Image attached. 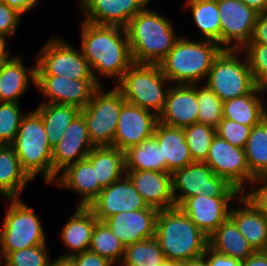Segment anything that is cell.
I'll use <instances>...</instances> for the list:
<instances>
[{
  "instance_id": "1",
  "label": "cell",
  "mask_w": 267,
  "mask_h": 266,
  "mask_svg": "<svg viewBox=\"0 0 267 266\" xmlns=\"http://www.w3.org/2000/svg\"><path fill=\"white\" fill-rule=\"evenodd\" d=\"M81 29V51L92 69L94 79L102 85L95 75L99 73L118 82L134 63L125 28L96 25L83 20Z\"/></svg>"
},
{
  "instance_id": "2",
  "label": "cell",
  "mask_w": 267,
  "mask_h": 266,
  "mask_svg": "<svg viewBox=\"0 0 267 266\" xmlns=\"http://www.w3.org/2000/svg\"><path fill=\"white\" fill-rule=\"evenodd\" d=\"M125 30L132 59L138 64H159L179 39L172 22L147 7L129 21Z\"/></svg>"
},
{
  "instance_id": "3",
  "label": "cell",
  "mask_w": 267,
  "mask_h": 266,
  "mask_svg": "<svg viewBox=\"0 0 267 266\" xmlns=\"http://www.w3.org/2000/svg\"><path fill=\"white\" fill-rule=\"evenodd\" d=\"M155 238L166 260L177 262L202 257L209 246L208 237L179 207L159 210Z\"/></svg>"
},
{
  "instance_id": "4",
  "label": "cell",
  "mask_w": 267,
  "mask_h": 266,
  "mask_svg": "<svg viewBox=\"0 0 267 266\" xmlns=\"http://www.w3.org/2000/svg\"><path fill=\"white\" fill-rule=\"evenodd\" d=\"M222 49L224 46L215 41L203 39L197 42L180 37L159 66L173 84H199L207 78Z\"/></svg>"
},
{
  "instance_id": "5",
  "label": "cell",
  "mask_w": 267,
  "mask_h": 266,
  "mask_svg": "<svg viewBox=\"0 0 267 266\" xmlns=\"http://www.w3.org/2000/svg\"><path fill=\"white\" fill-rule=\"evenodd\" d=\"M12 146L22 169L32 180L41 173L44 181L52 184V148L36 110L25 114Z\"/></svg>"
},
{
  "instance_id": "6",
  "label": "cell",
  "mask_w": 267,
  "mask_h": 266,
  "mask_svg": "<svg viewBox=\"0 0 267 266\" xmlns=\"http://www.w3.org/2000/svg\"><path fill=\"white\" fill-rule=\"evenodd\" d=\"M169 82L159 64L133 63L115 86L123 99L132 105L149 110L159 116L165 108Z\"/></svg>"
},
{
  "instance_id": "7",
  "label": "cell",
  "mask_w": 267,
  "mask_h": 266,
  "mask_svg": "<svg viewBox=\"0 0 267 266\" xmlns=\"http://www.w3.org/2000/svg\"><path fill=\"white\" fill-rule=\"evenodd\" d=\"M242 49H222L208 72L206 86L224 102L251 93L256 87L248 59H238Z\"/></svg>"
},
{
  "instance_id": "8",
  "label": "cell",
  "mask_w": 267,
  "mask_h": 266,
  "mask_svg": "<svg viewBox=\"0 0 267 266\" xmlns=\"http://www.w3.org/2000/svg\"><path fill=\"white\" fill-rule=\"evenodd\" d=\"M172 194L176 207L191 196L238 197L240 193L204 162H193L171 173ZM178 191V194L177 193ZM238 195V196H237Z\"/></svg>"
},
{
  "instance_id": "9",
  "label": "cell",
  "mask_w": 267,
  "mask_h": 266,
  "mask_svg": "<svg viewBox=\"0 0 267 266\" xmlns=\"http://www.w3.org/2000/svg\"><path fill=\"white\" fill-rule=\"evenodd\" d=\"M104 91L100 85L93 93L91 101L81 109L94 147L113 146L118 117L126 102L116 87Z\"/></svg>"
},
{
  "instance_id": "10",
  "label": "cell",
  "mask_w": 267,
  "mask_h": 266,
  "mask_svg": "<svg viewBox=\"0 0 267 266\" xmlns=\"http://www.w3.org/2000/svg\"><path fill=\"white\" fill-rule=\"evenodd\" d=\"M10 207L0 230L2 253H11L46 244L39 218L19 198L7 199Z\"/></svg>"
},
{
  "instance_id": "11",
  "label": "cell",
  "mask_w": 267,
  "mask_h": 266,
  "mask_svg": "<svg viewBox=\"0 0 267 266\" xmlns=\"http://www.w3.org/2000/svg\"><path fill=\"white\" fill-rule=\"evenodd\" d=\"M36 75H52L71 80H95L92 69L81 49L73 48L65 40L51 38L39 51Z\"/></svg>"
},
{
  "instance_id": "12",
  "label": "cell",
  "mask_w": 267,
  "mask_h": 266,
  "mask_svg": "<svg viewBox=\"0 0 267 266\" xmlns=\"http://www.w3.org/2000/svg\"><path fill=\"white\" fill-rule=\"evenodd\" d=\"M204 163L240 193H245L247 182L251 183L254 179L250 174L244 149L231 145L218 135L214 136Z\"/></svg>"
},
{
  "instance_id": "13",
  "label": "cell",
  "mask_w": 267,
  "mask_h": 266,
  "mask_svg": "<svg viewBox=\"0 0 267 266\" xmlns=\"http://www.w3.org/2000/svg\"><path fill=\"white\" fill-rule=\"evenodd\" d=\"M221 44L224 49H243L251 40L258 13L241 0H217ZM232 41H234L233 45Z\"/></svg>"
},
{
  "instance_id": "14",
  "label": "cell",
  "mask_w": 267,
  "mask_h": 266,
  "mask_svg": "<svg viewBox=\"0 0 267 266\" xmlns=\"http://www.w3.org/2000/svg\"><path fill=\"white\" fill-rule=\"evenodd\" d=\"M94 146L88 134L86 119L80 112L52 148V182L68 165L85 159Z\"/></svg>"
},
{
  "instance_id": "15",
  "label": "cell",
  "mask_w": 267,
  "mask_h": 266,
  "mask_svg": "<svg viewBox=\"0 0 267 266\" xmlns=\"http://www.w3.org/2000/svg\"><path fill=\"white\" fill-rule=\"evenodd\" d=\"M35 86L49 101L42 103H57L73 105L83 109L100 86L96 80H71L62 76L36 75Z\"/></svg>"
},
{
  "instance_id": "16",
  "label": "cell",
  "mask_w": 267,
  "mask_h": 266,
  "mask_svg": "<svg viewBox=\"0 0 267 266\" xmlns=\"http://www.w3.org/2000/svg\"><path fill=\"white\" fill-rule=\"evenodd\" d=\"M158 122L155 113L125 102L118 117L113 147L125 151L151 138Z\"/></svg>"
},
{
  "instance_id": "17",
  "label": "cell",
  "mask_w": 267,
  "mask_h": 266,
  "mask_svg": "<svg viewBox=\"0 0 267 266\" xmlns=\"http://www.w3.org/2000/svg\"><path fill=\"white\" fill-rule=\"evenodd\" d=\"M98 221L125 211L153 208L134 188L131 180L124 175L121 179L102 189L98 198L89 206Z\"/></svg>"
},
{
  "instance_id": "18",
  "label": "cell",
  "mask_w": 267,
  "mask_h": 266,
  "mask_svg": "<svg viewBox=\"0 0 267 266\" xmlns=\"http://www.w3.org/2000/svg\"><path fill=\"white\" fill-rule=\"evenodd\" d=\"M151 0H80L84 21L96 25L125 28Z\"/></svg>"
},
{
  "instance_id": "19",
  "label": "cell",
  "mask_w": 267,
  "mask_h": 266,
  "mask_svg": "<svg viewBox=\"0 0 267 266\" xmlns=\"http://www.w3.org/2000/svg\"><path fill=\"white\" fill-rule=\"evenodd\" d=\"M158 212L156 208L125 211L106 218L104 222L124 246H127L155 236Z\"/></svg>"
},
{
  "instance_id": "20",
  "label": "cell",
  "mask_w": 267,
  "mask_h": 266,
  "mask_svg": "<svg viewBox=\"0 0 267 266\" xmlns=\"http://www.w3.org/2000/svg\"><path fill=\"white\" fill-rule=\"evenodd\" d=\"M234 199L238 198L191 196L178 207L209 237L229 217V205Z\"/></svg>"
},
{
  "instance_id": "21",
  "label": "cell",
  "mask_w": 267,
  "mask_h": 266,
  "mask_svg": "<svg viewBox=\"0 0 267 266\" xmlns=\"http://www.w3.org/2000/svg\"><path fill=\"white\" fill-rule=\"evenodd\" d=\"M198 111L196 84H173L169 87L165 108L158 116L159 122L184 128L197 123Z\"/></svg>"
},
{
  "instance_id": "22",
  "label": "cell",
  "mask_w": 267,
  "mask_h": 266,
  "mask_svg": "<svg viewBox=\"0 0 267 266\" xmlns=\"http://www.w3.org/2000/svg\"><path fill=\"white\" fill-rule=\"evenodd\" d=\"M125 172L148 206L158 210L176 207L172 194L170 172L150 170Z\"/></svg>"
},
{
  "instance_id": "23",
  "label": "cell",
  "mask_w": 267,
  "mask_h": 266,
  "mask_svg": "<svg viewBox=\"0 0 267 266\" xmlns=\"http://www.w3.org/2000/svg\"><path fill=\"white\" fill-rule=\"evenodd\" d=\"M54 185L65 187L80 194L78 207H89L99 196L102 187L96 181V168L85 158L68 165L60 172Z\"/></svg>"
},
{
  "instance_id": "24",
  "label": "cell",
  "mask_w": 267,
  "mask_h": 266,
  "mask_svg": "<svg viewBox=\"0 0 267 266\" xmlns=\"http://www.w3.org/2000/svg\"><path fill=\"white\" fill-rule=\"evenodd\" d=\"M238 199L243 207L238 209L230 208L229 217L255 251H266L267 216L249 201L243 193L239 195Z\"/></svg>"
},
{
  "instance_id": "25",
  "label": "cell",
  "mask_w": 267,
  "mask_h": 266,
  "mask_svg": "<svg viewBox=\"0 0 267 266\" xmlns=\"http://www.w3.org/2000/svg\"><path fill=\"white\" fill-rule=\"evenodd\" d=\"M153 137L162 149V160H166V172L172 173L194 162L183 128L170 127L158 122Z\"/></svg>"
},
{
  "instance_id": "26",
  "label": "cell",
  "mask_w": 267,
  "mask_h": 266,
  "mask_svg": "<svg viewBox=\"0 0 267 266\" xmlns=\"http://www.w3.org/2000/svg\"><path fill=\"white\" fill-rule=\"evenodd\" d=\"M30 83H36V66L26 68L20 55L3 62L0 69V102H19V97L28 90Z\"/></svg>"
},
{
  "instance_id": "27",
  "label": "cell",
  "mask_w": 267,
  "mask_h": 266,
  "mask_svg": "<svg viewBox=\"0 0 267 266\" xmlns=\"http://www.w3.org/2000/svg\"><path fill=\"white\" fill-rule=\"evenodd\" d=\"M98 219L89 207H77L76 212L63 226L61 239L70 252L63 254L72 257L76 254L89 250L92 232Z\"/></svg>"
},
{
  "instance_id": "28",
  "label": "cell",
  "mask_w": 267,
  "mask_h": 266,
  "mask_svg": "<svg viewBox=\"0 0 267 266\" xmlns=\"http://www.w3.org/2000/svg\"><path fill=\"white\" fill-rule=\"evenodd\" d=\"M260 87L251 93L223 102V118L233 120L246 126H255L267 117V108L262 101ZM259 93V95H257Z\"/></svg>"
},
{
  "instance_id": "29",
  "label": "cell",
  "mask_w": 267,
  "mask_h": 266,
  "mask_svg": "<svg viewBox=\"0 0 267 266\" xmlns=\"http://www.w3.org/2000/svg\"><path fill=\"white\" fill-rule=\"evenodd\" d=\"M208 241L209 247L216 252L240 261L245 260L255 252L230 217L218 226L208 237Z\"/></svg>"
},
{
  "instance_id": "30",
  "label": "cell",
  "mask_w": 267,
  "mask_h": 266,
  "mask_svg": "<svg viewBox=\"0 0 267 266\" xmlns=\"http://www.w3.org/2000/svg\"><path fill=\"white\" fill-rule=\"evenodd\" d=\"M30 180L13 146L0 145V194L5 199L20 198L18 195Z\"/></svg>"
},
{
  "instance_id": "31",
  "label": "cell",
  "mask_w": 267,
  "mask_h": 266,
  "mask_svg": "<svg viewBox=\"0 0 267 266\" xmlns=\"http://www.w3.org/2000/svg\"><path fill=\"white\" fill-rule=\"evenodd\" d=\"M86 159L96 168V181L102 188L125 175L124 151L113 146L93 147Z\"/></svg>"
},
{
  "instance_id": "32",
  "label": "cell",
  "mask_w": 267,
  "mask_h": 266,
  "mask_svg": "<svg viewBox=\"0 0 267 266\" xmlns=\"http://www.w3.org/2000/svg\"><path fill=\"white\" fill-rule=\"evenodd\" d=\"M36 111L42 118L51 148L59 142L64 131L81 112L78 107L73 105L57 103H41Z\"/></svg>"
},
{
  "instance_id": "33",
  "label": "cell",
  "mask_w": 267,
  "mask_h": 266,
  "mask_svg": "<svg viewBox=\"0 0 267 266\" xmlns=\"http://www.w3.org/2000/svg\"><path fill=\"white\" fill-rule=\"evenodd\" d=\"M124 160L125 171L166 172V160H162V149L153 136L125 150Z\"/></svg>"
},
{
  "instance_id": "34",
  "label": "cell",
  "mask_w": 267,
  "mask_h": 266,
  "mask_svg": "<svg viewBox=\"0 0 267 266\" xmlns=\"http://www.w3.org/2000/svg\"><path fill=\"white\" fill-rule=\"evenodd\" d=\"M191 8L195 25L202 33V38L217 42L221 46V27L217 0H186Z\"/></svg>"
},
{
  "instance_id": "35",
  "label": "cell",
  "mask_w": 267,
  "mask_h": 266,
  "mask_svg": "<svg viewBox=\"0 0 267 266\" xmlns=\"http://www.w3.org/2000/svg\"><path fill=\"white\" fill-rule=\"evenodd\" d=\"M244 151L251 176L267 175V117L251 128Z\"/></svg>"
},
{
  "instance_id": "36",
  "label": "cell",
  "mask_w": 267,
  "mask_h": 266,
  "mask_svg": "<svg viewBox=\"0 0 267 266\" xmlns=\"http://www.w3.org/2000/svg\"><path fill=\"white\" fill-rule=\"evenodd\" d=\"M166 260L154 237L125 246L122 266H160Z\"/></svg>"
},
{
  "instance_id": "37",
  "label": "cell",
  "mask_w": 267,
  "mask_h": 266,
  "mask_svg": "<svg viewBox=\"0 0 267 266\" xmlns=\"http://www.w3.org/2000/svg\"><path fill=\"white\" fill-rule=\"evenodd\" d=\"M89 250L106 258L114 266L122 262L125 246L104 221H97L92 232Z\"/></svg>"
},
{
  "instance_id": "38",
  "label": "cell",
  "mask_w": 267,
  "mask_h": 266,
  "mask_svg": "<svg viewBox=\"0 0 267 266\" xmlns=\"http://www.w3.org/2000/svg\"><path fill=\"white\" fill-rule=\"evenodd\" d=\"M190 155L194 162H205L216 129L203 123H194L183 128Z\"/></svg>"
},
{
  "instance_id": "39",
  "label": "cell",
  "mask_w": 267,
  "mask_h": 266,
  "mask_svg": "<svg viewBox=\"0 0 267 266\" xmlns=\"http://www.w3.org/2000/svg\"><path fill=\"white\" fill-rule=\"evenodd\" d=\"M199 85L200 84H196L199 109L197 122L216 128L223 119V101L206 85L202 88Z\"/></svg>"
},
{
  "instance_id": "40",
  "label": "cell",
  "mask_w": 267,
  "mask_h": 266,
  "mask_svg": "<svg viewBox=\"0 0 267 266\" xmlns=\"http://www.w3.org/2000/svg\"><path fill=\"white\" fill-rule=\"evenodd\" d=\"M19 102H0V145H12L22 122Z\"/></svg>"
},
{
  "instance_id": "41",
  "label": "cell",
  "mask_w": 267,
  "mask_h": 266,
  "mask_svg": "<svg viewBox=\"0 0 267 266\" xmlns=\"http://www.w3.org/2000/svg\"><path fill=\"white\" fill-rule=\"evenodd\" d=\"M46 244L36 245L31 248L3 253L5 266H49Z\"/></svg>"
},
{
  "instance_id": "42",
  "label": "cell",
  "mask_w": 267,
  "mask_h": 266,
  "mask_svg": "<svg viewBox=\"0 0 267 266\" xmlns=\"http://www.w3.org/2000/svg\"><path fill=\"white\" fill-rule=\"evenodd\" d=\"M256 85L267 91V45L248 43L243 49Z\"/></svg>"
},
{
  "instance_id": "43",
  "label": "cell",
  "mask_w": 267,
  "mask_h": 266,
  "mask_svg": "<svg viewBox=\"0 0 267 266\" xmlns=\"http://www.w3.org/2000/svg\"><path fill=\"white\" fill-rule=\"evenodd\" d=\"M251 126H246L230 119L223 118L216 129V135L231 145L244 149L248 140Z\"/></svg>"
},
{
  "instance_id": "44",
  "label": "cell",
  "mask_w": 267,
  "mask_h": 266,
  "mask_svg": "<svg viewBox=\"0 0 267 266\" xmlns=\"http://www.w3.org/2000/svg\"><path fill=\"white\" fill-rule=\"evenodd\" d=\"M21 14L0 0V35L13 36L20 22Z\"/></svg>"
},
{
  "instance_id": "45",
  "label": "cell",
  "mask_w": 267,
  "mask_h": 266,
  "mask_svg": "<svg viewBox=\"0 0 267 266\" xmlns=\"http://www.w3.org/2000/svg\"><path fill=\"white\" fill-rule=\"evenodd\" d=\"M258 183L260 187H255L253 190H249L243 195L249 199L264 215L267 216V175H262L254 178L250 186H257Z\"/></svg>"
},
{
  "instance_id": "46",
  "label": "cell",
  "mask_w": 267,
  "mask_h": 266,
  "mask_svg": "<svg viewBox=\"0 0 267 266\" xmlns=\"http://www.w3.org/2000/svg\"><path fill=\"white\" fill-rule=\"evenodd\" d=\"M76 266H112L106 258L90 250L72 256Z\"/></svg>"
},
{
  "instance_id": "47",
  "label": "cell",
  "mask_w": 267,
  "mask_h": 266,
  "mask_svg": "<svg viewBox=\"0 0 267 266\" xmlns=\"http://www.w3.org/2000/svg\"><path fill=\"white\" fill-rule=\"evenodd\" d=\"M203 256L207 259L209 266H241L239 259L220 254L209 246Z\"/></svg>"
},
{
  "instance_id": "48",
  "label": "cell",
  "mask_w": 267,
  "mask_h": 266,
  "mask_svg": "<svg viewBox=\"0 0 267 266\" xmlns=\"http://www.w3.org/2000/svg\"><path fill=\"white\" fill-rule=\"evenodd\" d=\"M249 43L267 45V13L258 15Z\"/></svg>"
},
{
  "instance_id": "49",
  "label": "cell",
  "mask_w": 267,
  "mask_h": 266,
  "mask_svg": "<svg viewBox=\"0 0 267 266\" xmlns=\"http://www.w3.org/2000/svg\"><path fill=\"white\" fill-rule=\"evenodd\" d=\"M11 8L18 11L21 15L36 7L39 0H3Z\"/></svg>"
},
{
  "instance_id": "50",
  "label": "cell",
  "mask_w": 267,
  "mask_h": 266,
  "mask_svg": "<svg viewBox=\"0 0 267 266\" xmlns=\"http://www.w3.org/2000/svg\"><path fill=\"white\" fill-rule=\"evenodd\" d=\"M241 266H267V251H255L241 261Z\"/></svg>"
},
{
  "instance_id": "51",
  "label": "cell",
  "mask_w": 267,
  "mask_h": 266,
  "mask_svg": "<svg viewBox=\"0 0 267 266\" xmlns=\"http://www.w3.org/2000/svg\"><path fill=\"white\" fill-rule=\"evenodd\" d=\"M248 7L255 9L258 13H267V0H241Z\"/></svg>"
},
{
  "instance_id": "52",
  "label": "cell",
  "mask_w": 267,
  "mask_h": 266,
  "mask_svg": "<svg viewBox=\"0 0 267 266\" xmlns=\"http://www.w3.org/2000/svg\"><path fill=\"white\" fill-rule=\"evenodd\" d=\"M49 266H76L72 257L61 256L55 261H50Z\"/></svg>"
},
{
  "instance_id": "53",
  "label": "cell",
  "mask_w": 267,
  "mask_h": 266,
  "mask_svg": "<svg viewBox=\"0 0 267 266\" xmlns=\"http://www.w3.org/2000/svg\"><path fill=\"white\" fill-rule=\"evenodd\" d=\"M180 266H209L207 259L202 256L196 259L180 262Z\"/></svg>"
},
{
  "instance_id": "54",
  "label": "cell",
  "mask_w": 267,
  "mask_h": 266,
  "mask_svg": "<svg viewBox=\"0 0 267 266\" xmlns=\"http://www.w3.org/2000/svg\"><path fill=\"white\" fill-rule=\"evenodd\" d=\"M7 36L0 35V60H10V50L6 49Z\"/></svg>"
},
{
  "instance_id": "55",
  "label": "cell",
  "mask_w": 267,
  "mask_h": 266,
  "mask_svg": "<svg viewBox=\"0 0 267 266\" xmlns=\"http://www.w3.org/2000/svg\"><path fill=\"white\" fill-rule=\"evenodd\" d=\"M160 266H180V262L165 260L164 263Z\"/></svg>"
},
{
  "instance_id": "56",
  "label": "cell",
  "mask_w": 267,
  "mask_h": 266,
  "mask_svg": "<svg viewBox=\"0 0 267 266\" xmlns=\"http://www.w3.org/2000/svg\"><path fill=\"white\" fill-rule=\"evenodd\" d=\"M1 256L3 258V253H2V247H1V240H0V266H1Z\"/></svg>"
},
{
  "instance_id": "57",
  "label": "cell",
  "mask_w": 267,
  "mask_h": 266,
  "mask_svg": "<svg viewBox=\"0 0 267 266\" xmlns=\"http://www.w3.org/2000/svg\"><path fill=\"white\" fill-rule=\"evenodd\" d=\"M5 61H8V60H0V69H1L3 62H5Z\"/></svg>"
}]
</instances>
